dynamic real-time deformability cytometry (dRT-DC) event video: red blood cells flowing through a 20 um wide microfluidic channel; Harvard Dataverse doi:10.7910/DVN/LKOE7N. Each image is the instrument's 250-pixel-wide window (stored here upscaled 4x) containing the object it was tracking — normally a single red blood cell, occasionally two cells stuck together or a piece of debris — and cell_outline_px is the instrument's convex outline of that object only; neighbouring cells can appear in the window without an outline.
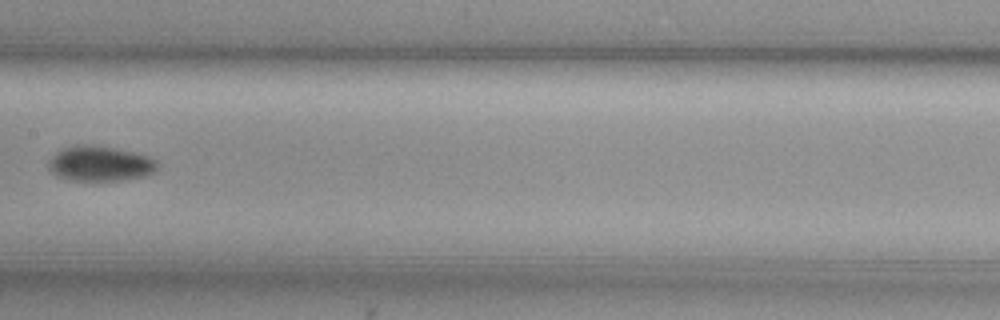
{"species": "common noctule bat (a hibernating species)", "species_latin": "Nyctalus noctula", "temperature_condition": "cold", "stored_images_in_passage": 7, "camera_frame_rate_fps": 3000, "um_per_image_px": 0.085, "animal": {"sex": "female", "body_mass_g": 29.2, "forearm_length_mm": 56.3}, "frame": {"image": 1, "passage_image": 7, "time_ms": 2.0, "image_size_px": [1000, 320], "cell_outline_px": [[156, 172], [148, 176], [124, 180], [68, 180], [56, 176], [48, 168], [48, 160], [56, 152], [64, 148], [76, 144], [96, 144], [116, 148], [148, 156], [156, 160]], "centroid_in_image_um": [8.49, 13.9], "position_along_channel_um": 198.9, "area_um2": 22.6}}